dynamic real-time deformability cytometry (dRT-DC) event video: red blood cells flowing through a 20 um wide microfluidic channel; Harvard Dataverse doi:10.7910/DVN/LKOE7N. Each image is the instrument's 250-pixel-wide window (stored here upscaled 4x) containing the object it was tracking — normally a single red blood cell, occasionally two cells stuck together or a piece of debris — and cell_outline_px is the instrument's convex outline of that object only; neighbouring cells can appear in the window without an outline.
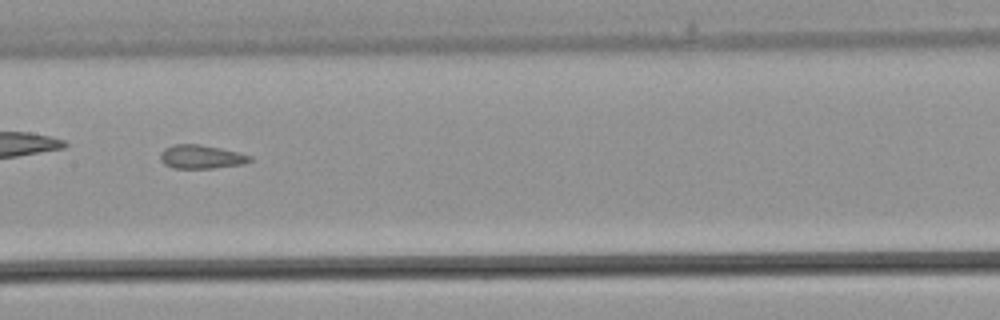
{"species": "common noctule bat (a hibernating species)", "species_latin": "Nyctalus noctula", "temperature_condition": "warm", "stored_images_in_passage": 26, "camera_frame_rate_fps": 3000, "um_per_image_px": 0.085, "animal": {"sex": "male", "body_mass_g": 21.5, "forearm_length_mm": 52.0}, "frame": {"image": 1, "passage_image": 8, "time_ms": 2.333, "image_size_px": [1000, 320], "cell_outline_px": [[252, 160], [244, 164], [212, 168], [172, 168], [164, 164], [160, 160], [160, 152], [164, 148], [172, 144], [200, 144], [220, 148], [252, 156]], "centroid_in_image_um": [17.06, 13.32], "position_along_channel_um": 190.3, "area_um2": 12.43}}